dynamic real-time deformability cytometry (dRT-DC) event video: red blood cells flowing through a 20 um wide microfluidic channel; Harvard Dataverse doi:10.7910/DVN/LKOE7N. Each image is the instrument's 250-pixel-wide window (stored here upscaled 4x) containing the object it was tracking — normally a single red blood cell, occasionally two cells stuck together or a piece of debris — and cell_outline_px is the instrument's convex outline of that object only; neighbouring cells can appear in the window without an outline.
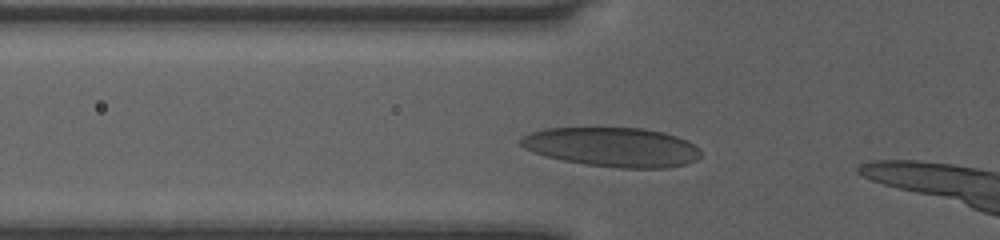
{"species": "human", "species_latin": "Homo sapiens", "temperature_condition": "room temperature", "stored_images_in_passage": 7, "camera_frame_rate_fps": 3000, "um_per_image_px": 0.085, "donor": {"sex": "female"}, "frame": {"image": 1, "passage_image": 4, "time_ms": 1.0, "image_size_px": [1000, 240], "cell_outline_px": [[700, 156], [696, 160], [688, 164], [668, 168], [620, 168], [584, 164], [544, 156], [532, 152], [524, 148], [520, 144], [520, 140], [524, 136], [532, 132], [544, 128], [640, 128], [664, 132], [688, 140], [700, 148]], "centroid_in_image_um": [52.09, 12.51], "position_along_channel_um": 73.7, "area_um2": 41.44}}
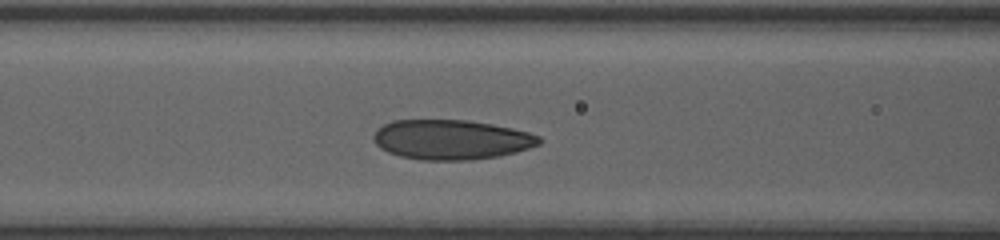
{"frame": {"image": 2, "passage_image": 6, "time_ms": 1.667, "image_size_px": [1000, 240], "cell_outline_px": [[544, 140], [540, 144], [516, 152], [496, 156], [468, 160], [420, 160], [400, 156], [388, 152], [380, 148], [372, 140], [372, 136], [376, 128], [392, 120], [468, 120], [492, 124], [512, 128], [528, 132], [540, 136]], "centroid_in_image_um": [38.33, 11.86], "position_along_channel_um": 128.3, "area_um2": 38.61}}